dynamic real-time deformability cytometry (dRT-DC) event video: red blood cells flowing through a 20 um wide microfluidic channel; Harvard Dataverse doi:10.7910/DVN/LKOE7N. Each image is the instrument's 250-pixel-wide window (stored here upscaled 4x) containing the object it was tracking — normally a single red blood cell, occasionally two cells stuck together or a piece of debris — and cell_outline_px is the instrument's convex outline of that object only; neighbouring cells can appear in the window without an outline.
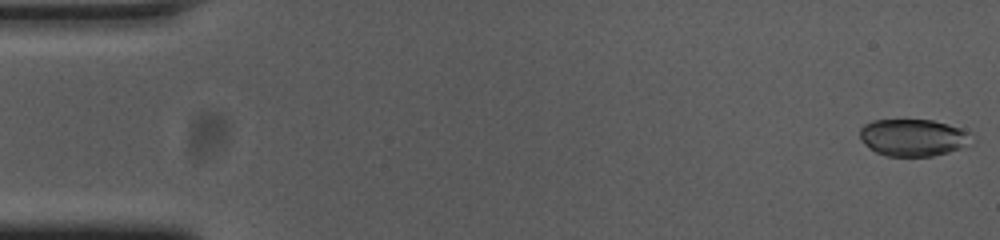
{"species": "common noctule bat (a hibernating species)", "species_latin": "Nyctalus noctula", "temperature_condition": "cold", "stored_images_in_passage": 55, "camera_frame_rate_fps": 3000, "um_per_image_px": 0.085, "animal": {"sex": "female", "body_mass_g": 23.0, "forearm_length_mm": 53.4}, "frame": {"image": 1, "passage_image": 1, "time_ms": 0.0, "image_size_px": [1000, 240], "cell_outline_px": [[976, 140], [972, 144], [948, 152], [932, 156], [888, 156], [876, 152], [868, 148], [864, 144], [860, 136], [860, 128], [864, 124], [872, 120], [932, 120], [948, 124], [972, 132], [976, 136]], "centroid_in_image_um": [77.69, 11.69], "position_along_channel_um": 7.3, "area_um2": 24.57}}
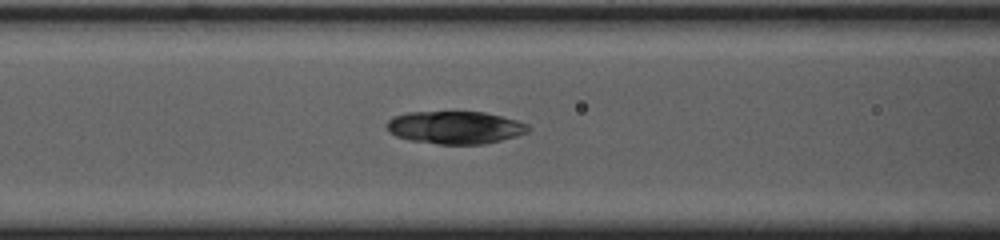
{"frame": {"image": 2, "passage_image": 22, "time_ms": 7.0, "image_size_px": [1000, 240], "cell_outline_px": [[532, 128], [528, 132], [516, 136], [484, 144], [436, 144], [412, 140], [396, 136], [388, 132], [384, 124], [392, 116], [408, 112], [484, 112], [516, 120], [528, 124]], "centroid_in_image_um": [38.65, 10.83], "position_along_channel_um": 127.9, "area_um2": 27.05}}
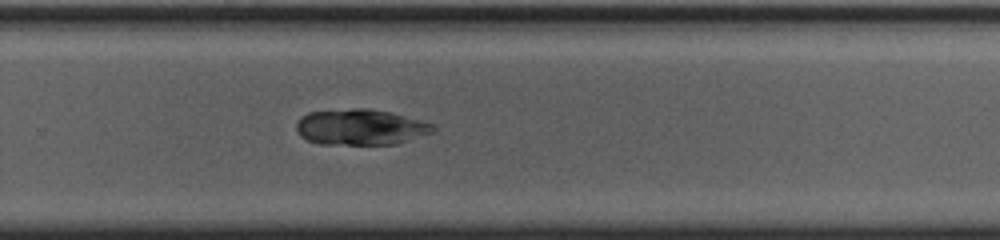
{"frame": {"image": 3, "passage_image": 36, "time_ms": 11.667, "image_size_px": [1000, 240], "cell_outline_px": [[436, 132], [396, 144], [320, 144], [308, 140], [300, 136], [296, 128], [296, 124], [300, 116], [308, 112], [352, 108], [368, 108], [392, 112], [432, 124], [436, 128]], "centroid_in_image_um": [30.65, 10.8], "position_along_channel_um": 299.2, "area_um2": 28.73}, "authors_computed_cell_mechanics": {"area_um2": 28.2064, "velocity_mm_per_s": 3.6728, "shape_relaxation_time_tau1_ms": 3.277, "shape_relaxation_time_tau2_ms": 5.636, "deformation_change_tau1": 0.0578, "deformation_change_tau2": 0.0246}}